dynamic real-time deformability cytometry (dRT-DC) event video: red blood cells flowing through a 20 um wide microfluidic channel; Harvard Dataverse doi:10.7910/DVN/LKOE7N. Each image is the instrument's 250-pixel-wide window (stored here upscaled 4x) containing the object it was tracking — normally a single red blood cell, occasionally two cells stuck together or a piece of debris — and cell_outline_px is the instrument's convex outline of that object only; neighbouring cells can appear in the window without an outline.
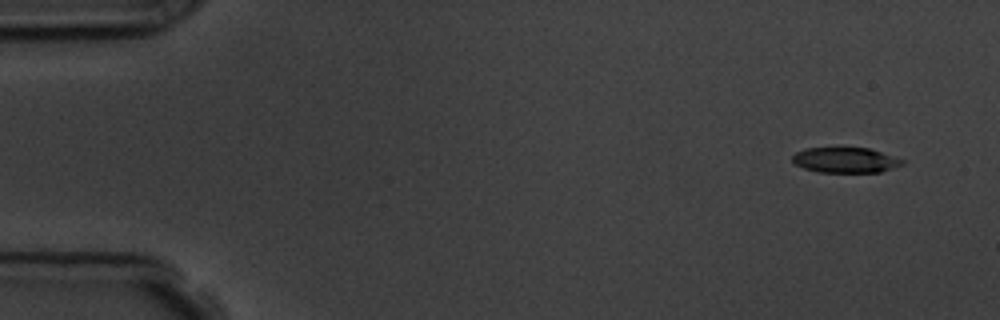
{"species": "common noctule bat (a hibernating species)", "species_latin": "Nyctalus noctula", "temperature_condition": "room temperature", "stored_images_in_passage": 54, "camera_frame_rate_fps": 3000, "um_per_image_px": 0.085, "animal": {"sex": "male", "body_mass_g": 19.5, "forearm_length_mm": 54.6}, "frame": {"image": 1, "passage_image": 1, "time_ms": 0.0, "image_size_px": [1000, 320], "cell_outline_px": [[904, 164], [880, 172], [816, 172], [804, 168], [796, 164], [792, 160], [792, 156], [796, 152], [804, 148], [868, 148], [904, 160]], "centroid_in_image_um": [71.83, 13.61], "position_along_channel_um": 13.2, "area_um2": 16.07}}
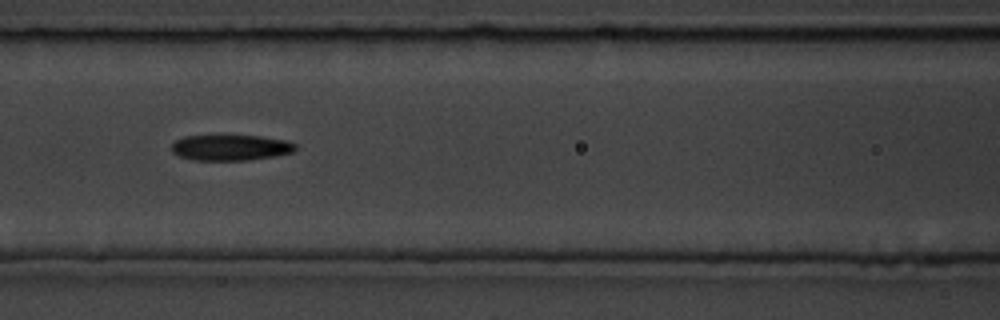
{"frame": {"image": 2, "passage_image": 22, "time_ms": 7.0, "image_size_px": [1000, 320], "cell_outline_px": [[296, 148], [292, 152], [272, 156], [248, 160], [192, 160], [180, 156], [172, 152], [172, 144], [176, 140], [184, 136], [216, 132], [220, 132], [260, 136], [288, 140], [296, 144]], "centroid_in_image_um": [19.55, 12.48], "position_along_channel_um": 147.1, "area_um2": 19.59}}
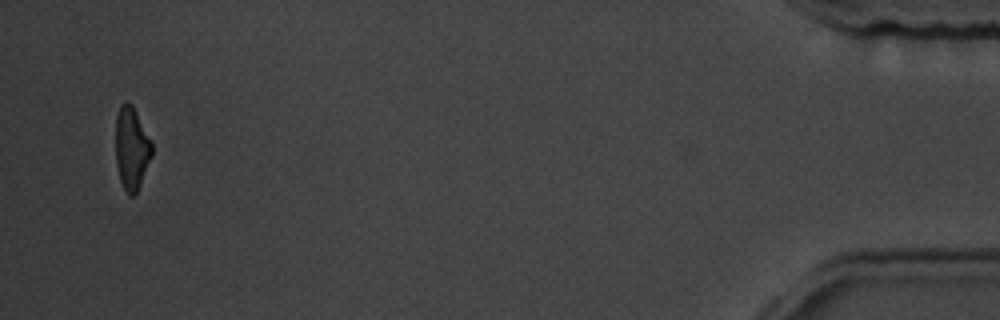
{"frame": {"image": 3, "passage_image": 52, "time_ms": 17.0, "image_size_px": [1000, 320], "cell_outline_px": [[152, 156], [140, 184], [136, 192], [132, 196], [128, 196], [120, 180], [116, 164], [116, 116], [120, 104], [132, 104], [152, 140]], "centroid_in_image_um": [11.19, 12.6], "position_along_channel_um": 424.0, "area_um2": 17.46}, "authors_computed_cell_mechanics": {"area_um2": 18.7561, "velocity_mm_per_s": 3.6269, "shape_relaxation_time_tau1_ms": 3.633, "shape_relaxation_time_tau2_ms": 4.2806, "deformation_change_tau1": 0.1314, "deformation_change_tau2": 0.1385}}